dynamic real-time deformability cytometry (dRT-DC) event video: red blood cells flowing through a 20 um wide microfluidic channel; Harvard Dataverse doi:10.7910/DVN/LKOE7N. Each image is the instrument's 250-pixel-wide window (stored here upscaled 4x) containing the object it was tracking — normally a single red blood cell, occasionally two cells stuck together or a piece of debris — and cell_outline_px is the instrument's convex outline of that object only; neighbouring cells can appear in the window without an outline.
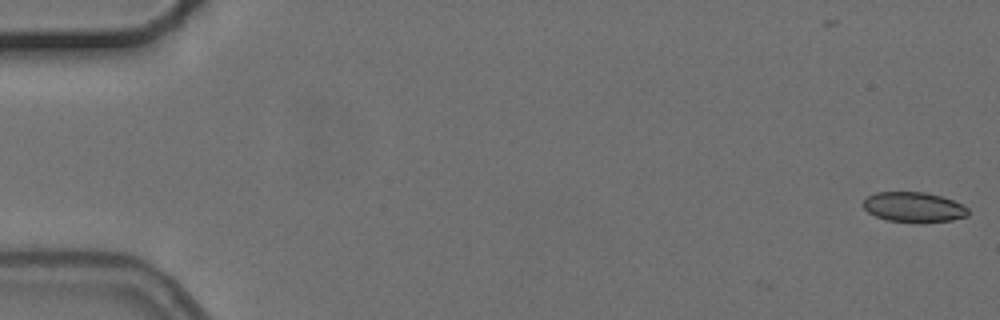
{"species": "common noctule bat (a hibernating species)", "species_latin": "Nyctalus noctula", "temperature_condition": "cold", "stored_images_in_passage": 3, "camera_frame_rate_fps": 3000, "um_per_image_px": 0.085, "animal": {"sex": "female", "body_mass_g": 24.6, "forearm_length_mm": 56.2}, "frame": {"image": 1, "passage_image": 1, "time_ms": 0.0, "image_size_px": [1000, 320], "cell_outline_px": [[968, 216], [952, 220], [888, 220], [876, 216], [868, 212], [864, 208], [864, 200], [868, 196], [876, 192], [924, 192], [940, 196], [952, 200], [968, 208]], "centroid_in_image_um": [77.65, 17.56], "position_along_channel_um": 7.3, "area_um2": 17.57}}
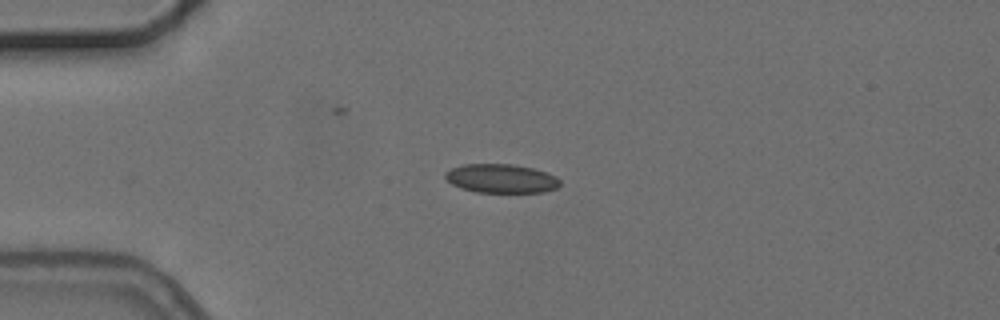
{"frame": {"image": 2, "passage_image": 3, "time_ms": 4.333, "image_size_px": [1000, 320], "cell_outline_px": [[560, 184], [556, 188], [544, 192], [476, 192], [460, 188], [452, 184], [444, 176], [444, 172], [452, 168], [464, 164], [516, 164], [532, 168], [556, 176], [560, 180]], "centroid_in_image_um": [42.59, 15.17], "position_along_channel_um": 42.4, "area_um2": 19.31}}